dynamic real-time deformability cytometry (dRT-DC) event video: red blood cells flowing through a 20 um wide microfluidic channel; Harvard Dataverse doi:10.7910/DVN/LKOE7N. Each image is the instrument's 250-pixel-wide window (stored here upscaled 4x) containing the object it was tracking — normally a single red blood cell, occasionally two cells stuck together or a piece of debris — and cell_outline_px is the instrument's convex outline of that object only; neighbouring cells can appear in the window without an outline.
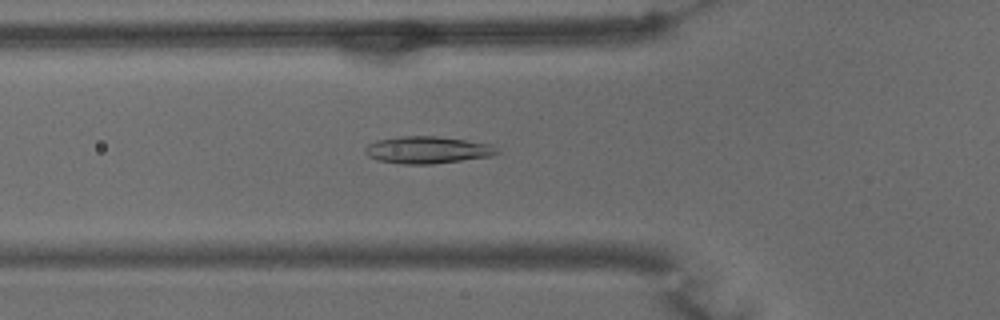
{"species": "common noctule bat (a hibernating species)", "species_latin": "Nyctalus noctula", "temperature_condition": "warm", "stored_images_in_passage": 57, "camera_frame_rate_fps": 3000, "um_per_image_px": 0.085, "animal": {"sex": "male", "body_mass_g": 15.6}, "frame": {"image": 1, "passage_image": 20, "time_ms": 6.333, "image_size_px": [1000, 320], "cell_outline_px": [[500, 152], [492, 156], [432, 164], [400, 164], [376, 160], [368, 156], [364, 152], [364, 148], [368, 144], [376, 140], [404, 136], [436, 136], [492, 144]], "centroid_in_image_um": [36.3, 12.75], "position_along_channel_um": 89.5, "area_um2": 20.87}}
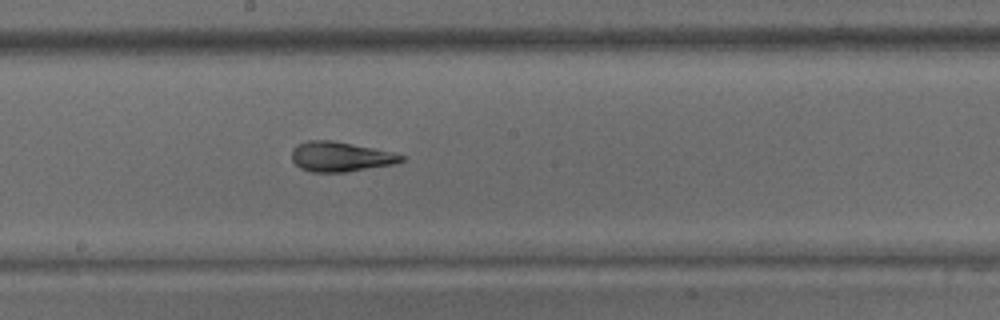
{"frame": {"image": 2, "passage_image": 31, "time_ms": 10.0, "image_size_px": [1000, 320], "cell_outline_px": [[404, 160], [396, 164], [344, 172], [312, 172], [300, 168], [292, 160], [292, 148], [296, 144], [308, 140], [332, 140], [392, 152], [404, 156]], "centroid_in_image_um": [28.91, 13.32], "position_along_channel_um": 219.3, "area_um2": 19.02}}
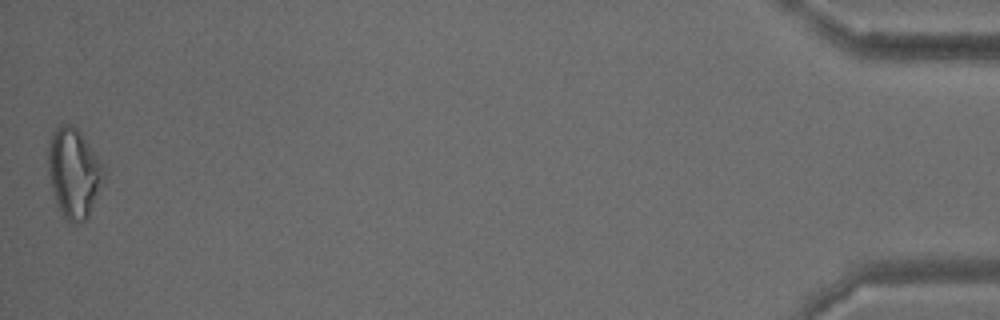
{"frame": {"image": 3, "passage_image": 57, "time_ms": 18.667, "image_size_px": [1000, 320], "cell_outline_px": [[108, 172], [88, 216], [84, 220], [72, 224], [64, 216], [56, 204], [48, 172], [48, 152], [52, 132], [60, 124], [68, 124], [76, 128], [80, 132], [104, 164]], "centroid_in_image_um": [6.31, 14.69], "position_along_channel_um": 428.9, "area_um2": 29.07}, "authors_computed_cell_mechanics": {"area_um2": 20.9236, "velocity_mm_per_s": 3.5236, "shape_relaxation_time_tau1_ms": null, "shape_relaxation_time_tau2_ms": 1.8018, "deformation_change_tau1": null, "deformation_change_tau2": 0.1016}}